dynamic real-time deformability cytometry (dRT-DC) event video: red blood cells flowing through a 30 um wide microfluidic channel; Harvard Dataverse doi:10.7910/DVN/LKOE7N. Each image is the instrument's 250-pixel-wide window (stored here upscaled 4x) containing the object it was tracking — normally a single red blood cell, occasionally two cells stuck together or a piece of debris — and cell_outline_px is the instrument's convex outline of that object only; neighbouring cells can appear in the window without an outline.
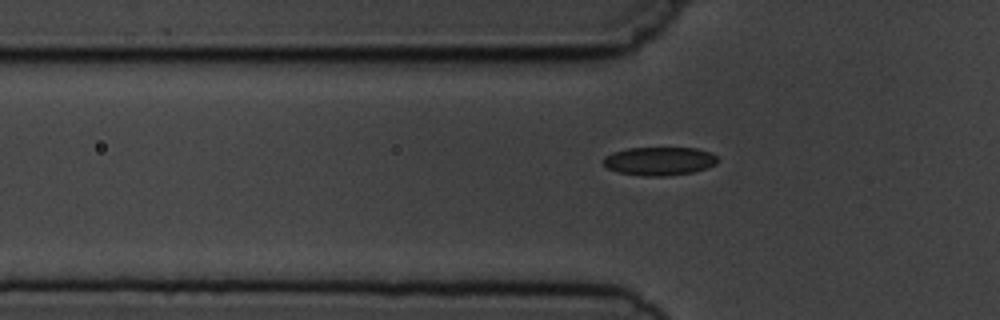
{"species": "common noctule bat (a hibernating species)", "species_latin": "Nyctalus noctula", "temperature_condition": "cold", "stored_images_in_passage": 14, "camera_frame_rate_fps": 3000, "um_per_image_px": 0.085, "animal": {"sex": "male", "body_mass_g": 19.5, "forearm_length_mm": 54.6}, "frame": {"image": 1, "passage_image": 4, "time_ms": 4.333, "image_size_px": [1000, 320], "cell_outline_px": [[720, 160], [716, 164], [708, 168], [692, 172], [664, 176], [644, 176], [620, 172], [608, 168], [604, 164], [604, 156], [612, 152], [628, 148], [696, 148], [712, 152]], "centroid_in_image_um": [56.09, 13.68], "position_along_channel_um": 69.7, "area_um2": 18.96}}
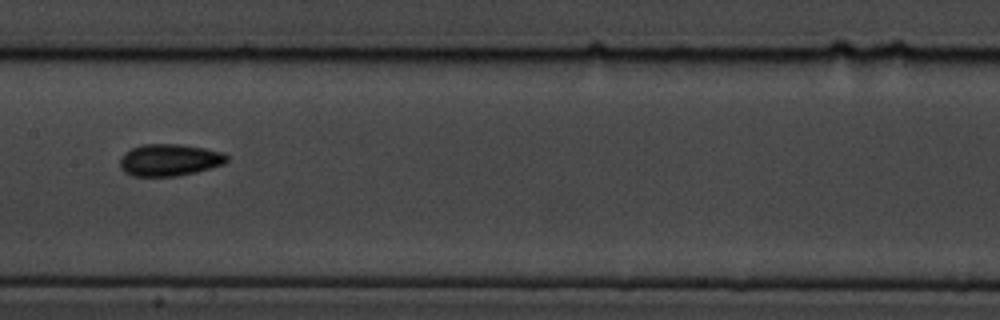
{"frame": {"image": 2, "passage_image": 7, "time_ms": 7.667, "image_size_px": [1000, 320], "cell_outline_px": [[228, 160], [224, 164], [212, 168], [196, 172], [176, 176], [132, 176], [124, 172], [120, 168], [120, 160], [124, 152], [132, 148], [144, 144], [180, 144], [204, 148], [224, 152], [228, 156]], "centroid_in_image_um": [14.42, 13.6], "position_along_channel_um": 193.0, "area_um2": 20.06}}
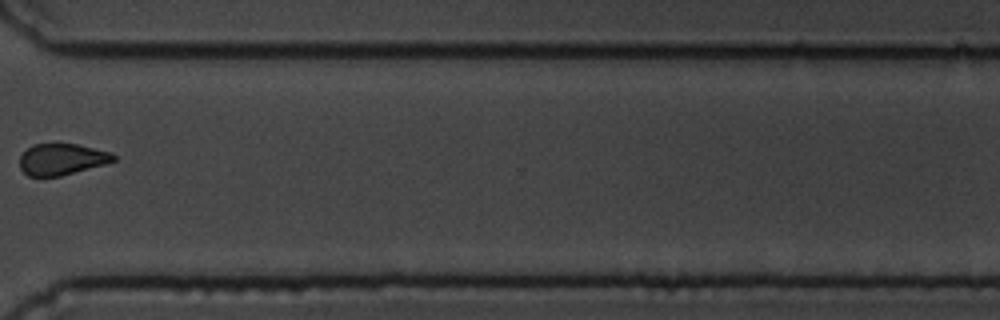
{"frame": {"image": 3, "passage_image": 11, "time_ms": 12.333, "image_size_px": [1000, 320], "cell_outline_px": [[116, 160], [104, 164], [60, 176], [28, 176], [20, 168], [20, 156], [32, 144], [76, 144], [112, 152], [116, 156]], "centroid_in_image_um": [5.25, 13.53], "position_along_channel_um": 365.3, "area_um2": 16.99}, "authors_computed_cell_mechanics": {"area_um2": 18.9873, "velocity_mm_per_s": 3.6898, "shape_relaxation_time_tau1_ms": 2.5375, "shape_relaxation_time_tau2_ms": null, "deformation_change_tau1": 0.0669, "deformation_change_tau2": null}}